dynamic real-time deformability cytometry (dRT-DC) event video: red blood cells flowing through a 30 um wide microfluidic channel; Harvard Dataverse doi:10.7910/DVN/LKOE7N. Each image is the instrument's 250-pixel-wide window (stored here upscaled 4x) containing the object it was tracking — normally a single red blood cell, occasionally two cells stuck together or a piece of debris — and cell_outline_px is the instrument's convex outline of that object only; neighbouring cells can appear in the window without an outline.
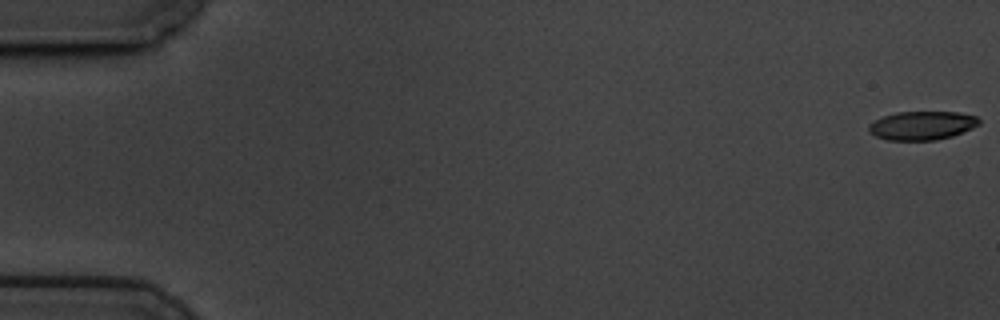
{"species": "common noctule bat (a hibernating species)", "species_latin": "Nyctalus noctula", "temperature_condition": "cold", "stored_images_in_passage": 60, "camera_frame_rate_fps": 3000, "um_per_image_px": 0.085, "animal": {"sex": "male", "body_mass_g": 19.5, "forearm_length_mm": 54.6}, "frame": {"image": 1, "passage_image": 1, "time_ms": 0.0, "image_size_px": [1000, 320], "cell_outline_px": [[980, 124], [972, 128], [952, 136], [936, 140], [888, 140], [876, 136], [868, 132], [868, 124], [884, 116], [896, 112], [960, 112], [976, 116], [980, 120]], "centroid_in_image_um": [78.37, 10.67], "position_along_channel_um": 6.6, "area_um2": 18.44}}
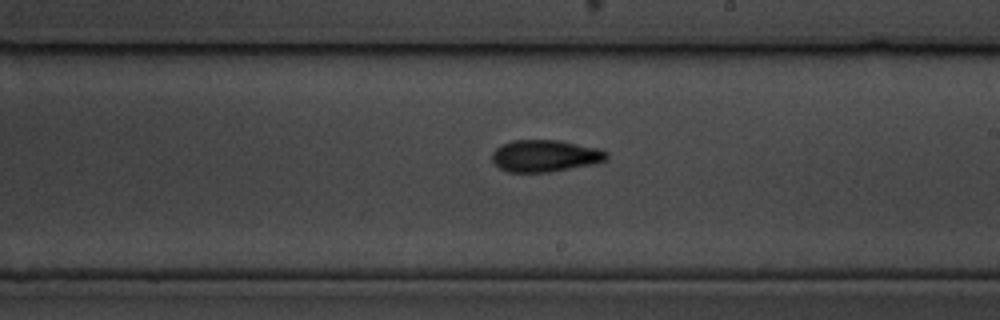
{"frame": {"image": 2, "passage_image": 35, "time_ms": 11.333, "image_size_px": [1000, 320], "cell_outline_px": [[608, 160], [596, 164], [552, 172], [508, 172], [500, 168], [492, 160], [492, 152], [496, 148], [512, 140], [560, 140], [596, 148], [608, 152]], "centroid_in_image_um": [46.37, 13.26], "position_along_channel_um": 242.6, "area_um2": 21.44}}
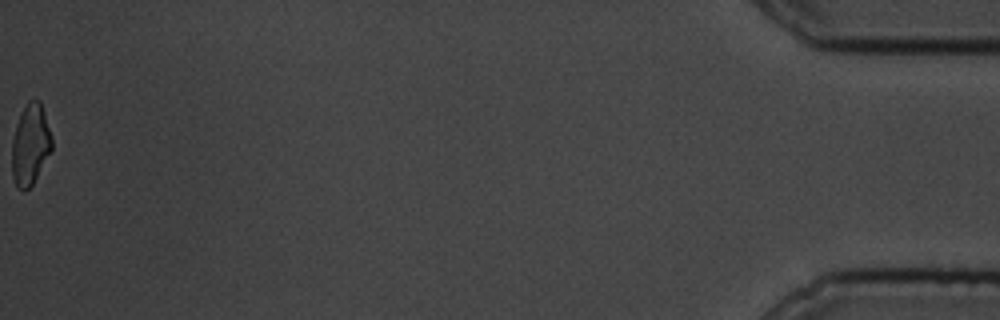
{"frame": {"image": 3, "passage_image": 60, "time_ms": 19.667, "image_size_px": [1000, 320], "cell_outline_px": [[52, 148], [32, 184], [24, 192], [16, 184], [12, 176], [12, 140], [16, 124], [20, 112], [28, 100], [40, 100], [52, 136]], "centroid_in_image_um": [2.57, 12.25], "position_along_channel_um": 432.6, "area_um2": 18.67}, "authors_computed_cell_mechanics": {"area_um2": 19.9699, "velocity_mm_per_s": 3.4304, "shape_relaxation_time_tau1_ms": 3.6975, "shape_relaxation_time_tau2_ms": 3.7054, "deformation_change_tau1": 0.1103, "deformation_change_tau2": 0.1003}}